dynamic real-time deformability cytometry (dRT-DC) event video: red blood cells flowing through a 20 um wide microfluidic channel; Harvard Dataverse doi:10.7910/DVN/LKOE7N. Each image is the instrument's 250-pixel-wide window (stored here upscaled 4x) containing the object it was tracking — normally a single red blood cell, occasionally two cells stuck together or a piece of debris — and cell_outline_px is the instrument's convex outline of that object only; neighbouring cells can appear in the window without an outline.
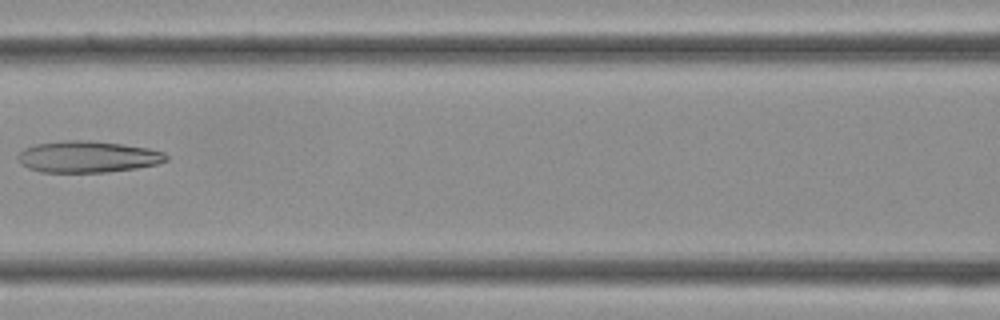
{"species": "Egyptian fruit bat (a non-hibernating species)", "species_latin": "Rousettus aegyptiacus", "temperature_condition": "cold", "stored_images_in_passage": 27, "camera_frame_rate_fps": 3000, "um_per_image_px": 0.085, "frame": {"image": 1, "passage_image": 7, "time_ms": 2.0, "image_size_px": [1000, 320], "cell_outline_px": [[168, 160], [156, 164], [136, 168], [104, 172], [40, 172], [28, 168], [20, 164], [16, 156], [24, 148], [36, 144], [64, 140], [88, 140], [120, 144], [148, 148], [164, 152], [168, 156]], "centroid_in_image_um": [7.42, 13.32], "position_along_channel_um": 159.2, "area_um2": 27.22}}
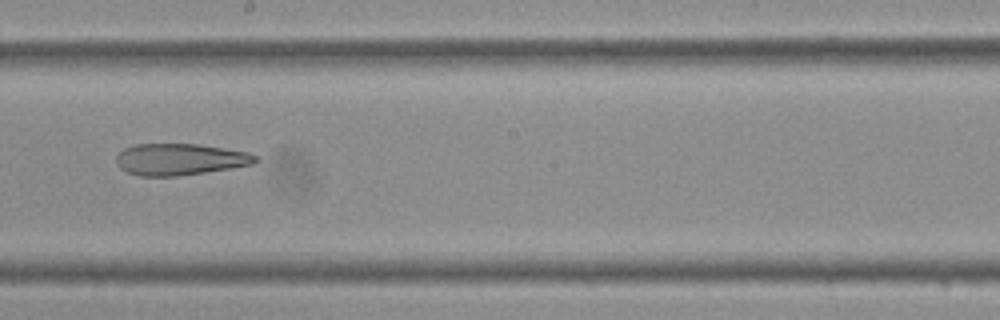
{"frame": {"image": 2, "passage_image": 11, "time_ms": 3.333, "image_size_px": [1000, 320], "cell_outline_px": [[260, 160], [252, 164], [204, 172], [176, 176], [140, 176], [128, 172], [120, 168], [116, 164], [116, 156], [124, 148], [136, 144], [200, 144], [248, 152], [256, 156]], "centroid_in_image_um": [15.27, 13.54], "position_along_channel_um": 232.9, "area_um2": 25.49}}
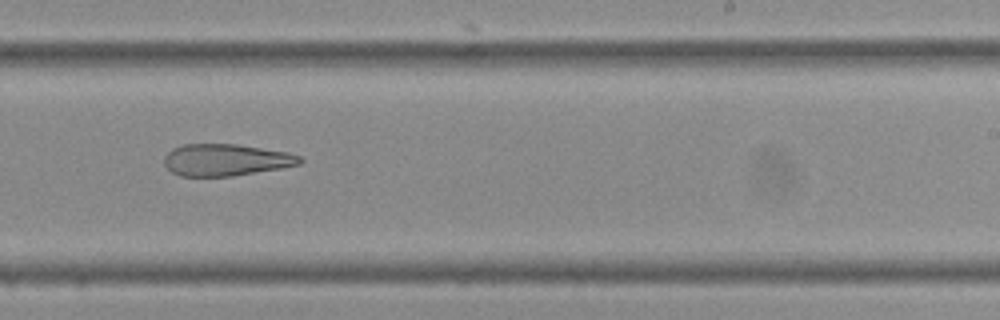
{"frame": {"image": 3, "passage_image": 13, "time_ms": 4.0, "image_size_px": [1000, 320], "cell_outline_px": [[304, 160], [300, 164], [280, 168], [232, 176], [180, 176], [172, 172], [164, 164], [164, 156], [172, 148], [184, 144], [236, 144], [288, 152], [300, 156]], "centroid_in_image_um": [19.19, 13.59], "position_along_channel_um": 269.8, "area_um2": 25.14}}